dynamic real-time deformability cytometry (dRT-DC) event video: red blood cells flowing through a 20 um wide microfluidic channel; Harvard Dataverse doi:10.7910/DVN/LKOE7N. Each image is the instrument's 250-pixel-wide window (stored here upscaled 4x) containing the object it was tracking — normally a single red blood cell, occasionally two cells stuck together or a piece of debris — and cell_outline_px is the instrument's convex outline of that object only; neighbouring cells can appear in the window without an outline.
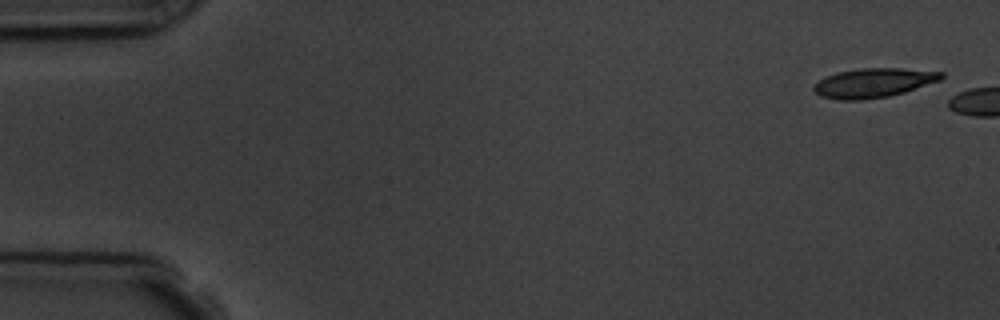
{"species": "common noctule bat (a hibernating species)", "species_latin": "Nyctalus noctula", "temperature_condition": "room temperature", "stored_images_in_passage": 3, "camera_frame_rate_fps": 3000, "um_per_image_px": 0.085, "animal": {"sex": "male", "body_mass_g": 19.5, "forearm_length_mm": 54.6}, "frame": {"image": 1, "passage_image": 1, "time_ms": 0.0, "image_size_px": [1000, 320], "cell_outline_px": [[944, 76], [940, 80], [904, 92], [888, 96], [860, 100], [840, 100], [820, 96], [812, 88], [820, 80], [836, 72], [860, 68], [900, 68], [944, 72]], "centroid_in_image_um": [74.25, 7.04], "position_along_channel_um": 10.7, "area_um2": 21.56}}